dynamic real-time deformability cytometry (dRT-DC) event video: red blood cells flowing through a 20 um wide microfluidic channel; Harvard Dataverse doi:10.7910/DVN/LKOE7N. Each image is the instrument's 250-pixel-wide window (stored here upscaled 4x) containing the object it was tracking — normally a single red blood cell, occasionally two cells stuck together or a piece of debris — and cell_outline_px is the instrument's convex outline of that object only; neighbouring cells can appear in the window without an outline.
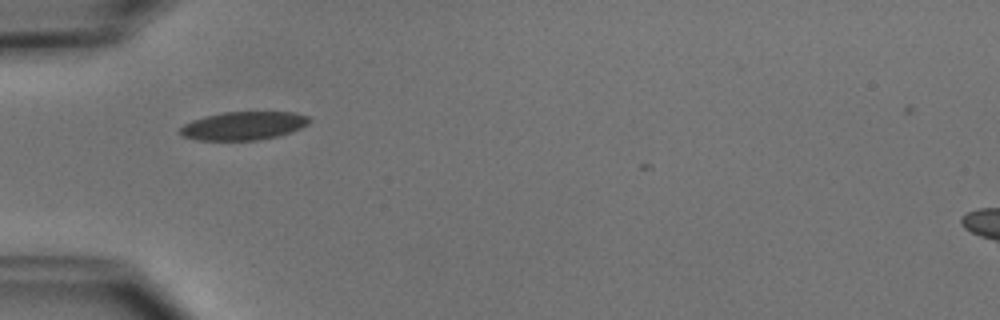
{"species": "common noctule bat (a hibernating species)", "species_latin": "Nyctalus noctula", "temperature_condition": "cold", "stored_images_in_passage": 4, "camera_frame_rate_fps": 3000, "um_per_image_px": 0.085, "animal": {"sex": "male", "body_mass_g": 15.6}, "frame": {"image": 1, "passage_image": 1, "time_ms": 0.0, "image_size_px": [1000, 320], "cell_outline_px": [[312, 120], [308, 124], [300, 128], [276, 136], [256, 140], [200, 140], [184, 136], [176, 132], [184, 124], [192, 120], [204, 116], [224, 112], [296, 112], [308, 116]], "centroid_in_image_um": [20.68, 10.68], "position_along_channel_um": 64.3, "area_um2": 21.27}}
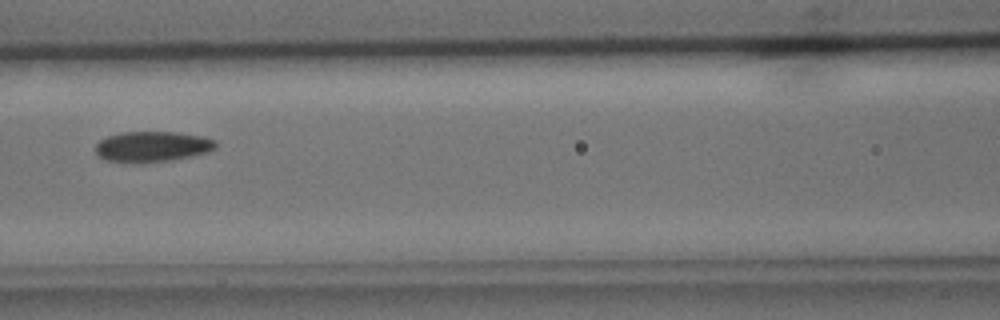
{"frame": {"image": 2, "passage_image": 3, "time_ms": 2.333, "image_size_px": [1000, 320], "cell_outline_px": [[216, 148], [208, 152], [192, 156], [172, 160], [104, 160], [96, 156], [96, 144], [100, 140], [108, 136], [120, 132], [176, 132], [204, 136], [216, 140]], "centroid_in_image_um": [12.99, 12.42], "position_along_channel_um": 153.6, "area_um2": 20.87}}
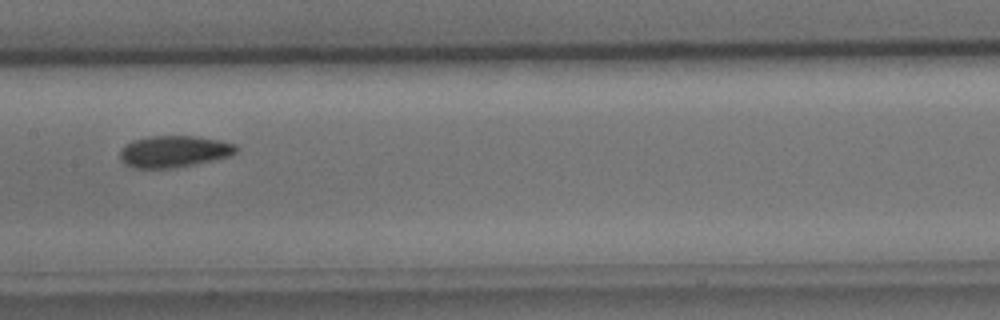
{"frame": {"image": 3, "passage_image": 4, "time_ms": 3.333, "image_size_px": [1000, 320], "cell_outline_px": [[240, 148], [236, 152], [228, 156], [196, 164], [172, 168], [132, 168], [124, 164], [120, 160], [120, 152], [132, 140], [148, 136], [196, 136], [220, 140], [236, 144]], "centroid_in_image_um": [14.8, 12.87], "position_along_channel_um": 192.6, "area_um2": 21.5}}